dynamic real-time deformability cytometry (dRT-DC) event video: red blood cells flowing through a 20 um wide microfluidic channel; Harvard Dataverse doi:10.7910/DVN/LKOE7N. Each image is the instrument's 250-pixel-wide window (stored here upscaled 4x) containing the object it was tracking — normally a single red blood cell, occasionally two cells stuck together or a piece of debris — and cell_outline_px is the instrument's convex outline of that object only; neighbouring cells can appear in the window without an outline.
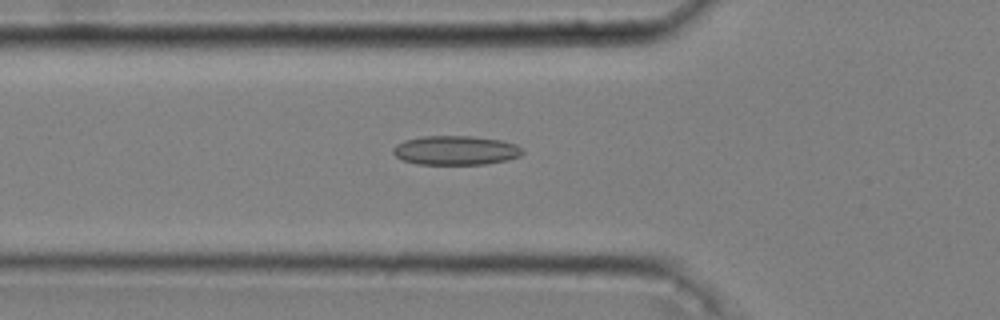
{"species": "common noctule bat (a hibernating species)", "species_latin": "Nyctalus noctula", "temperature_condition": "cold", "stored_images_in_passage": 36, "camera_frame_rate_fps": 3000, "um_per_image_px": 0.085, "animal": {"sex": "male", "body_mass_g": 20.4}, "frame": {"image": 1, "passage_image": 4, "time_ms": 1.0, "image_size_px": [1000, 320], "cell_outline_px": [[524, 152], [520, 156], [508, 160], [484, 164], [416, 164], [404, 160], [396, 156], [392, 152], [392, 148], [396, 144], [404, 140], [424, 136], [472, 136], [500, 140], [516, 144]], "centroid_in_image_um": [38.72, 12.78], "position_along_channel_um": 87.1, "area_um2": 22.02}}
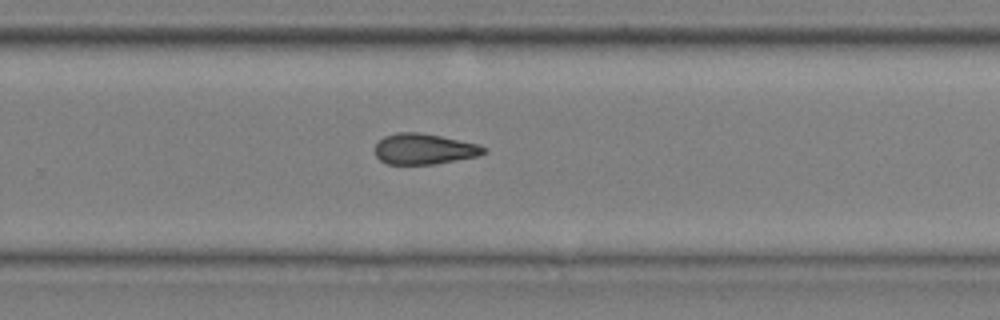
{"frame": {"image": 2, "passage_image": 21, "time_ms": 6.667, "image_size_px": [1000, 320], "cell_outline_px": [[488, 148], [480, 156], [432, 164], [388, 164], [380, 160], [376, 156], [376, 144], [384, 136], [396, 132], [420, 132], [480, 144]], "centroid_in_image_um": [36.07, 12.65], "position_along_channel_um": 293.7, "area_um2": 19.48}}
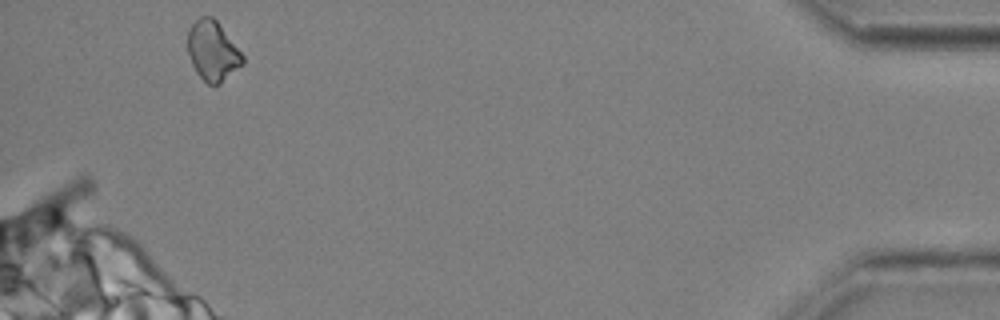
{"frame": {"image": 3, "passage_image": 36, "time_ms": 11.667, "image_size_px": [1000, 320], "cell_outline_px": [[244, 64], [220, 84], [208, 84], [196, 72], [192, 64], [188, 52], [188, 28], [200, 16], [212, 16], [216, 20], [244, 56]], "centroid_in_image_um": [18.08, 4.33], "position_along_channel_um": 417.1, "area_um2": 19.02}, "authors_computed_cell_mechanics": {"area_um2": 19.6809, "velocity_mm_per_s": 3.6505, "shape_relaxation_time_tau1_ms": null, "shape_relaxation_time_tau2_ms": 4.1721, "deformation_change_tau1": null, "deformation_change_tau2": 0.1222}}